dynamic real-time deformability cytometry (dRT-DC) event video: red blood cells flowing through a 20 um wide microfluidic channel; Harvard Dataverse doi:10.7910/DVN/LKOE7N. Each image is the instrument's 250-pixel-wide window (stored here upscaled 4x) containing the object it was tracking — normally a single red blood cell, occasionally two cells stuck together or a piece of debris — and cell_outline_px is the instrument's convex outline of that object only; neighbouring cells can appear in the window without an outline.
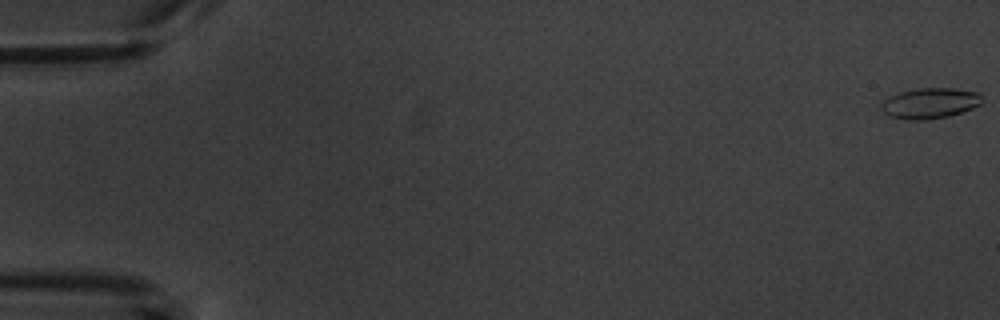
{"species": "common noctule bat (a hibernating species)", "species_latin": "Nyctalus noctula", "temperature_condition": "warm", "stored_images_in_passage": 3, "camera_frame_rate_fps": 3000, "um_per_image_px": 0.085, "animal": {"sex": "male", "body_mass_g": 20.1, "forearm_length_mm": 53.5}, "frame": {"image": 1, "passage_image": 1, "time_ms": 0.0, "image_size_px": [1000, 320], "cell_outline_px": [[980, 104], [972, 108], [948, 116], [928, 120], [904, 120], [892, 116], [884, 112], [880, 108], [880, 104], [888, 96], [900, 92], [916, 88], [952, 88], [980, 92]], "centroid_in_image_um": [79.0, 8.77], "position_along_channel_um": 6.0, "area_um2": 17.98}}